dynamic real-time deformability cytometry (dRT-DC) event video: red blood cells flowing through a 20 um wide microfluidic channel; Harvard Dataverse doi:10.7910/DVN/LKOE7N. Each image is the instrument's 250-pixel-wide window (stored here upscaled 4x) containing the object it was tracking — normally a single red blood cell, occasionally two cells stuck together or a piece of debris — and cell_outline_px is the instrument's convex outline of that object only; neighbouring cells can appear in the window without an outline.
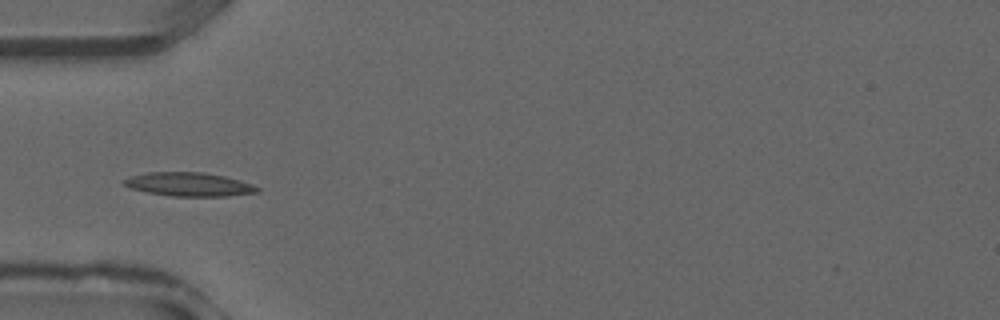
{"species": "common noctule bat (a hibernating species)", "species_latin": "Nyctalus noctula", "temperature_condition": "warm", "stored_images_in_passage": 2, "camera_frame_rate_fps": 3000, "um_per_image_px": 0.085, "animal": {"sex": "male", "forearm_length_mm": 52.5}, "frame": {"image": 1, "passage_image": 1, "time_ms": 0.0, "image_size_px": [1000, 320], "cell_outline_px": [[260, 192], [228, 196], [172, 196], [148, 192], [128, 188], [124, 184], [124, 180], [132, 176], [148, 172], [200, 172], [224, 176], [252, 184], [260, 188]], "centroid_in_image_um": [16.08, 15.67], "position_along_channel_um": 68.9, "area_um2": 18.26}}